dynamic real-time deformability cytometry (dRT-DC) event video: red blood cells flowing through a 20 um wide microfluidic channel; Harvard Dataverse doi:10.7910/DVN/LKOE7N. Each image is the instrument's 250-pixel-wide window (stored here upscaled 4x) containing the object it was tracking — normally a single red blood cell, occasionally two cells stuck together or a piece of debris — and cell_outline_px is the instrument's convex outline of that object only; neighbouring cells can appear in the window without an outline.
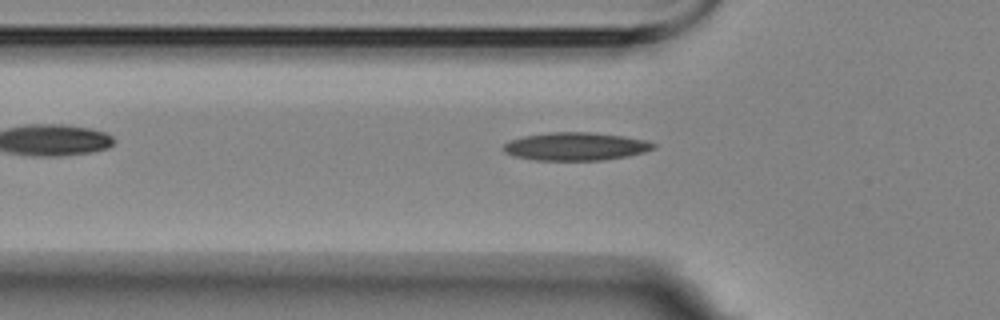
{"species": "Egyptian fruit bat (a non-hibernating species)", "species_latin": "Rousettus aegyptiacus", "temperature_condition": "room temperature", "stored_images_in_passage": 12, "camera_frame_rate_fps": 3000, "um_per_image_px": 0.085, "animal": {"sex": "female"}, "frame": {"image": 1, "passage_image": 5, "time_ms": 5.667, "image_size_px": [1000, 320], "cell_outline_px": [[656, 148], [644, 152], [628, 156], [604, 160], [536, 160], [512, 156], [504, 152], [504, 144], [508, 140], [524, 136], [548, 132], [592, 132], [624, 136], [644, 140], [656, 144]], "centroid_in_image_um": [48.92, 12.44], "position_along_channel_um": 76.9, "area_um2": 24.62}}
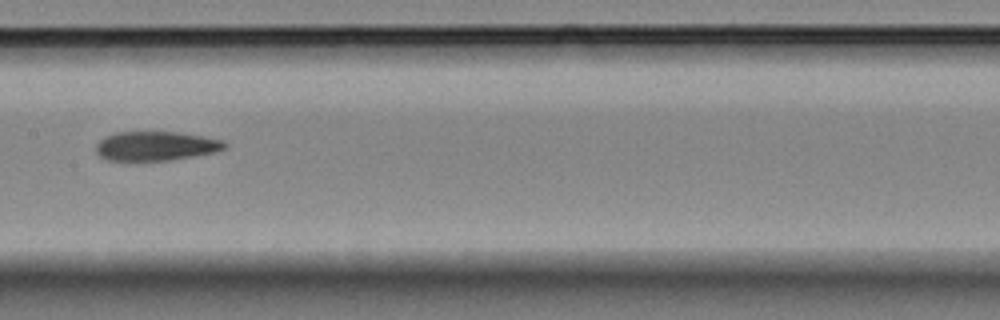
{"frame": {"image": 2, "passage_image": 8, "time_ms": 9.0, "image_size_px": [1000, 320], "cell_outline_px": [[228, 148], [216, 152], [196, 156], [168, 160], [108, 160], [100, 156], [96, 152], [96, 144], [104, 136], [116, 132], [176, 132], [224, 140], [228, 144]], "centroid_in_image_um": [13.28, 12.41], "position_along_channel_um": 194.1, "area_um2": 21.96}}
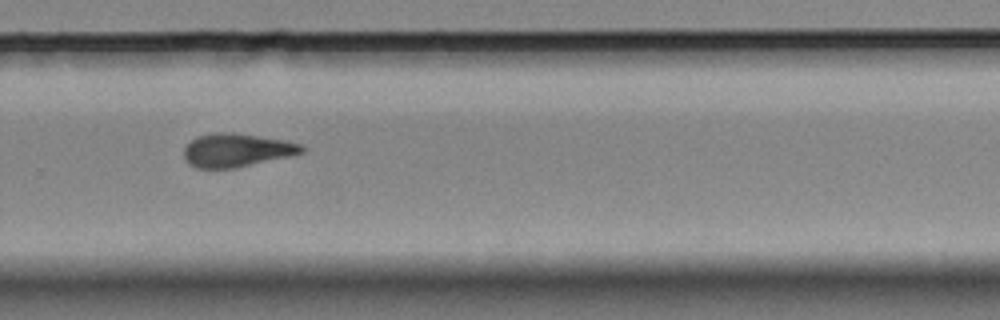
{"frame": {"image": 3, "passage_image": 11, "time_ms": 12.333, "image_size_px": [1000, 320], "cell_outline_px": [[304, 152], [288, 156], [232, 168], [196, 168], [188, 164], [184, 160], [184, 148], [196, 136], [216, 132], [232, 132], [284, 140], [300, 144], [304, 148]], "centroid_in_image_um": [20.05, 12.76], "position_along_channel_um": 309.7, "area_um2": 22.66}}